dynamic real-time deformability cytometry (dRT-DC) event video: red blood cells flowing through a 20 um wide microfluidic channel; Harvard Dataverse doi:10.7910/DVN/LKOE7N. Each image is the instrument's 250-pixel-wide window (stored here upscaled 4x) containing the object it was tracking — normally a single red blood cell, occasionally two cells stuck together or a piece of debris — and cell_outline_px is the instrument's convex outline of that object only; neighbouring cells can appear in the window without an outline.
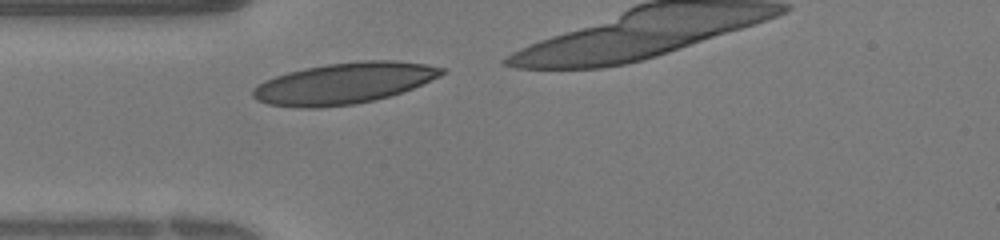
{"species": "human", "species_latin": "Homo sapiens", "temperature_condition": "warm", "stored_images_in_passage": 7, "camera_frame_rate_fps": 3000, "um_per_image_px": 0.085, "donor": {"sex": "female"}, "frame": {"image": 1, "passage_image": 1, "time_ms": 0.0, "image_size_px": [1000, 240], "cell_outline_px": [[448, 72], [440, 76], [412, 88], [388, 96], [356, 104], [320, 108], [304, 108], [268, 104], [256, 100], [252, 96], [252, 88], [256, 84], [264, 80], [288, 72], [304, 68], [328, 64], [360, 60], [392, 60], [424, 64], [444, 68]], "centroid_in_image_um": [29.2, 7.08], "position_along_channel_um": 55.8, "area_um2": 45.2}}
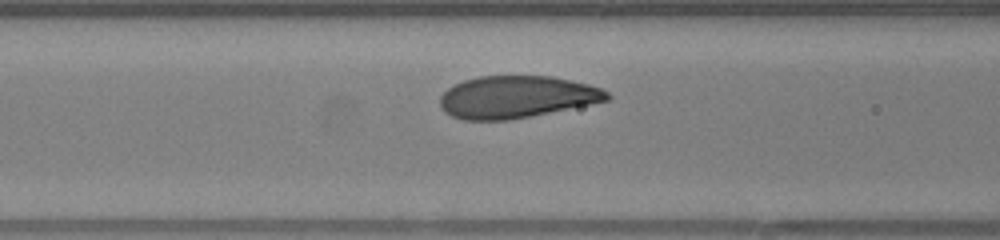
{"frame": {"image": 2, "passage_image": 5, "time_ms": 1.333, "image_size_px": [1000, 240], "cell_outline_px": [[612, 96], [608, 100], [532, 116], [508, 120], [464, 120], [452, 116], [444, 112], [440, 104], [440, 96], [448, 88], [464, 80], [480, 76], [552, 76], [588, 84], [600, 88], [608, 92]], "centroid_in_image_um": [43.89, 8.24], "position_along_channel_um": 122.7, "area_um2": 40.92}}